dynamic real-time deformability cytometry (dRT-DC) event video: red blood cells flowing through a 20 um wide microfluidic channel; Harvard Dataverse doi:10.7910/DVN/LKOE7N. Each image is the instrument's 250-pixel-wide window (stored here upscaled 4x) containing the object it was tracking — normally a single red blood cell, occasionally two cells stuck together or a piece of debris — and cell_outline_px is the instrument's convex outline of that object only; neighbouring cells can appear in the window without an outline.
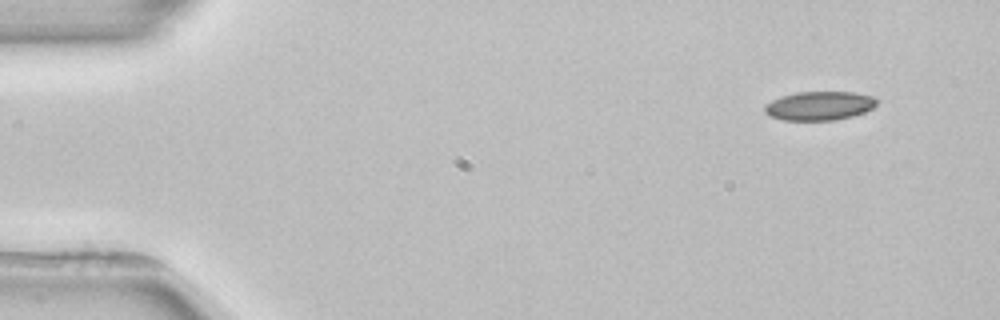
{"species": "common noctule bat (a hibernating species)", "species_latin": "Nyctalus noctula", "temperature_condition": "room temperature", "stored_images_in_passage": 3, "camera_frame_rate_fps": 3000, "um_per_image_px": 0.085, "animal": {"sex": "female", "body_mass_g": 22.7, "forearm_length_mm": 54.2}, "frame": {"image": 1, "passage_image": 1, "time_ms": 0.0, "image_size_px": [1000, 320], "cell_outline_px": [[876, 104], [872, 108], [864, 112], [852, 116], [836, 120], [780, 120], [768, 116], [764, 112], [764, 104], [780, 96], [796, 92], [856, 92], [872, 96], [876, 100]], "centroid_in_image_um": [69.59, 8.99], "position_along_channel_um": 15.4, "area_um2": 19.02}}
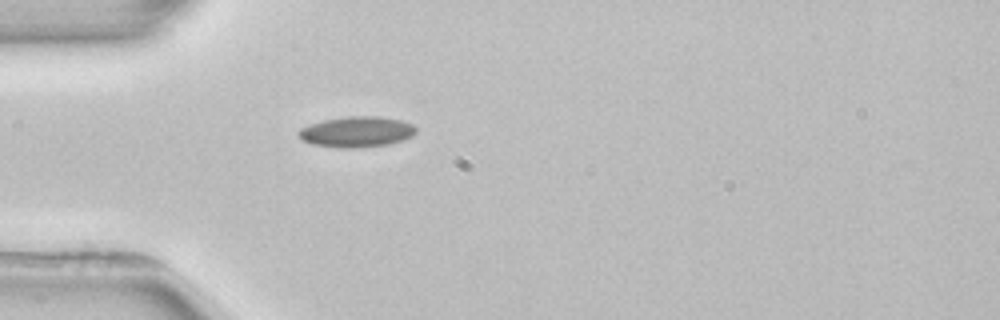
{"frame": {"image": 2, "passage_image": 3, "time_ms": 3.667, "image_size_px": [1000, 320], "cell_outline_px": [[416, 132], [412, 136], [388, 144], [352, 148], [340, 148], [312, 144], [304, 140], [296, 132], [300, 128], [324, 120], [348, 116], [380, 116], [400, 120], [412, 124], [416, 128]], "centroid_in_image_um": [30.32, 11.2], "position_along_channel_um": 54.7, "area_um2": 20.75}}